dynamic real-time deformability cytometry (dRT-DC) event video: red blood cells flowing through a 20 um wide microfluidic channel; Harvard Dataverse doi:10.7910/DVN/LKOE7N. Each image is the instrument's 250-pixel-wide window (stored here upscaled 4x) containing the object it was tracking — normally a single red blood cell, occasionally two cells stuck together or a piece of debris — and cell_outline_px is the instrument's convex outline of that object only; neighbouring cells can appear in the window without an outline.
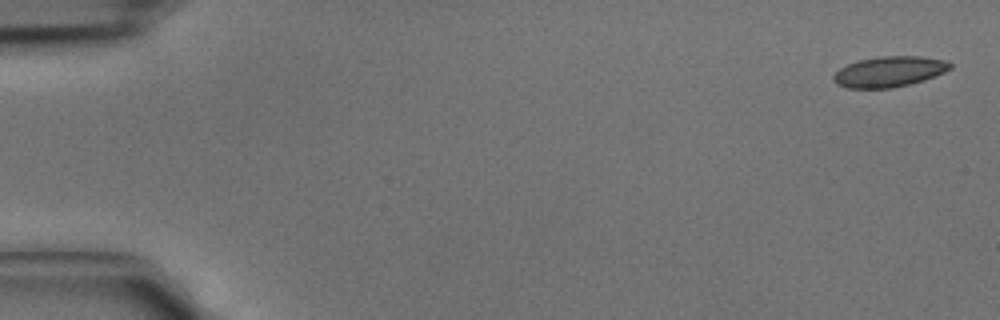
{"species": "common noctule bat (a hibernating species)", "species_latin": "Nyctalus noctula", "temperature_condition": "cold", "stored_images_in_passage": 42, "camera_frame_rate_fps": 3000, "um_per_image_px": 0.085, "animal": {"sex": "male", "body_mass_g": 15.6}, "frame": {"image": 1, "passage_image": 1, "time_ms": 0.0, "image_size_px": [1000, 320], "cell_outline_px": [[952, 68], [944, 72], [924, 80], [892, 88], [848, 88], [836, 84], [832, 80], [832, 76], [840, 68], [848, 64], [860, 60], [880, 56], [920, 56], [944, 60], [952, 64]], "centroid_in_image_um": [75.57, 6.09], "position_along_channel_um": 9.4, "area_um2": 20.69}}
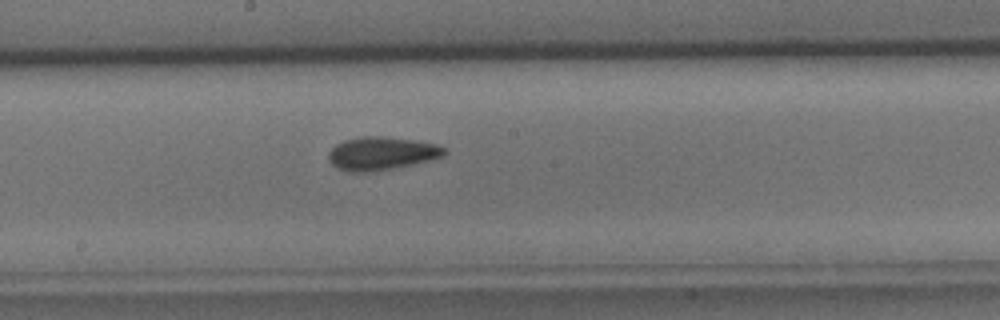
{"frame": {"image": 2, "passage_image": 23, "time_ms": 7.333, "image_size_px": [1000, 320], "cell_outline_px": [[444, 156], [432, 160], [392, 168], [364, 172], [352, 172], [340, 168], [332, 164], [328, 156], [328, 152], [336, 144], [344, 140], [364, 136], [384, 136], [412, 140], [436, 144], [444, 148]], "centroid_in_image_um": [32.42, 13.03], "position_along_channel_um": 215.8, "area_um2": 22.02}}
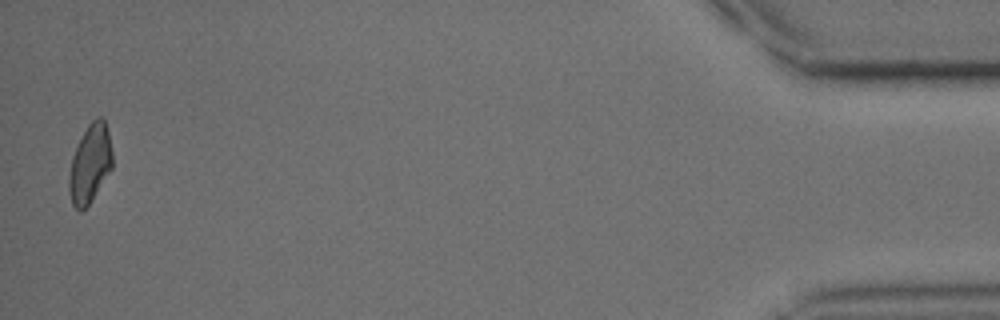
{"frame": {"image": 3, "passage_image": 42, "time_ms": 13.667, "image_size_px": [1000, 320], "cell_outline_px": [[112, 168], [88, 204], [80, 212], [72, 204], [68, 188], [68, 180], [72, 156], [88, 124], [96, 116], [100, 116], [104, 120], [108, 132], [112, 152]], "centroid_in_image_um": [7.64, 13.9], "position_along_channel_um": 427.6, "area_um2": 19.48}}